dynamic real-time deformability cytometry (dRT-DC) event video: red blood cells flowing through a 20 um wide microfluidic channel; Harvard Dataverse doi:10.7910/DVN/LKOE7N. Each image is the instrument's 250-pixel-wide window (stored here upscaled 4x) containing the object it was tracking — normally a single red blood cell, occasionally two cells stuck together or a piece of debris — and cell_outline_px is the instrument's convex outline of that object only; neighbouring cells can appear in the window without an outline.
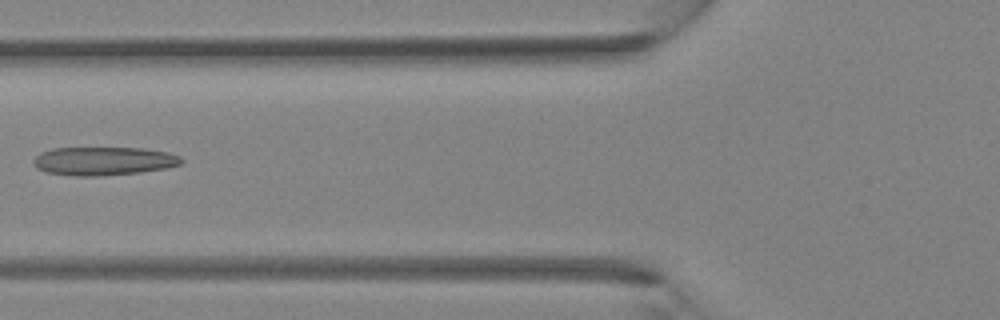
{"species": "Egyptian fruit bat (a non-hibernating species)", "species_latin": "Rousettus aegyptiacus", "temperature_condition": "room temperature", "stored_images_in_passage": 3, "camera_frame_rate_fps": 3000, "um_per_image_px": 0.085, "animal": {"sex": "female"}, "frame": {"image": 1, "passage_image": 3, "time_ms": 2.0, "image_size_px": [1000, 320], "cell_outline_px": [[184, 160], [180, 164], [168, 168], [140, 172], [100, 176], [76, 176], [44, 172], [36, 168], [32, 164], [32, 160], [40, 152], [52, 148], [144, 148], [168, 152], [180, 156]], "centroid_in_image_um": [8.78, 13.69], "position_along_channel_um": 117.0, "area_um2": 24.8}}